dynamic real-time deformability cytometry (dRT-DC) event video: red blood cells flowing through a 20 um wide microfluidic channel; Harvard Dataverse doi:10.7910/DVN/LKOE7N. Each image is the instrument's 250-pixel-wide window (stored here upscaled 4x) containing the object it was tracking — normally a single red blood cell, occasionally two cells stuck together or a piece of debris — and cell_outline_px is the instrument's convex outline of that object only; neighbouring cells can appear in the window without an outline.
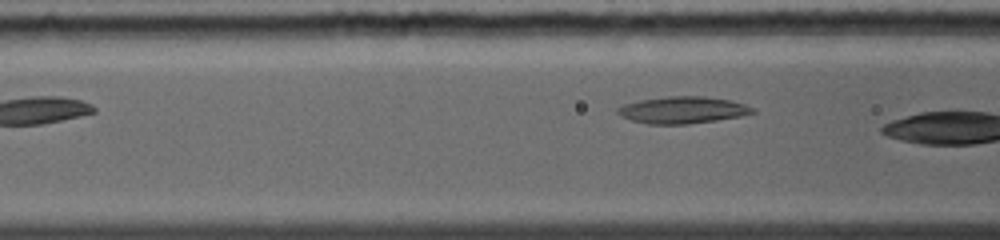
{"species": "common noctule bat (a hibernating species)", "species_latin": "Nyctalus noctula", "temperature_condition": "warm", "stored_images_in_passage": 6, "camera_frame_rate_fps": 5000, "um_per_image_px": 0.085, "animal": {"sex": "female", "body_mass_g": 19.0, "forearm_length_mm": 56.7}, "frame": {"image": 1, "passage_image": 6, "time_ms": 3.4, "image_size_px": [1000, 240], "cell_outline_px": [[756, 112], [740, 116], [716, 120], [688, 124], [648, 124], [632, 120], [620, 116], [616, 112], [616, 108], [624, 104], [640, 100], [668, 96], [704, 96], [732, 100], [744, 104], [752, 108]], "centroid_in_image_um": [58.0, 9.34], "position_along_channel_um": 108.6, "area_um2": 21.1}}